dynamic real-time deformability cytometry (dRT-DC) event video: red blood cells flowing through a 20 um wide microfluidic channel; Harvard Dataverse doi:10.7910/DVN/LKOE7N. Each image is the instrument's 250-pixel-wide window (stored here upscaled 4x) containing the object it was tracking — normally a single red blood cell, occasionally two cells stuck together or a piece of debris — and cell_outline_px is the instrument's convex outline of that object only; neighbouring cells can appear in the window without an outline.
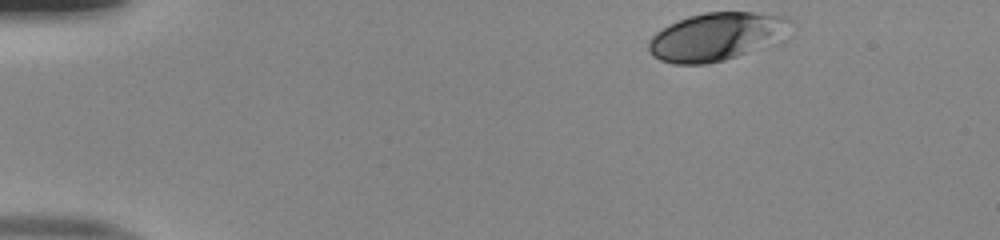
{"species": "human", "species_latin": "Homo sapiens", "temperature_condition": "room temperature", "stored_images_in_passage": 39, "camera_frame_rate_fps": 3000, "um_per_image_px": 0.085, "donor": {"sex": "male"}, "frame": {"image": 1, "passage_image": 1, "time_ms": 0.0, "image_size_px": [1000, 240], "cell_outline_px": [[796, 20], [748, 52], [724, 60], [708, 64], [672, 64], [660, 60], [652, 56], [648, 52], [648, 40], [656, 32], [688, 16], [704, 12], [752, 12], [784, 16]], "centroid_in_image_um": [60.69, 3.11], "position_along_channel_um": 24.3, "area_um2": 38.09}}
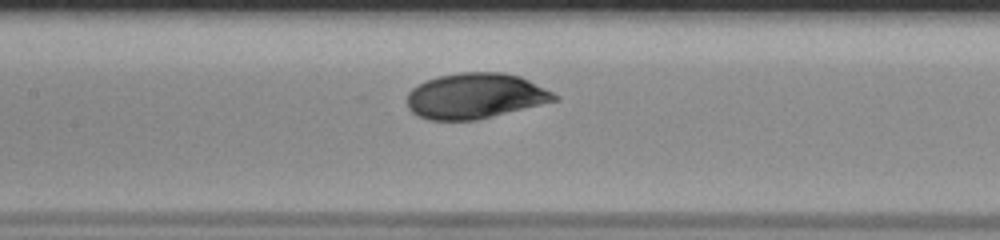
{"frame": {"image": 2, "passage_image": 19, "time_ms": 6.0, "image_size_px": [1000, 240], "cell_outline_px": [[560, 100], [476, 120], [428, 120], [416, 116], [408, 108], [408, 92], [416, 84], [440, 76], [460, 72], [504, 72], [520, 76], [560, 96]], "centroid_in_image_um": [40.4, 8.16], "position_along_channel_um": 167.0, "area_um2": 39.13}}
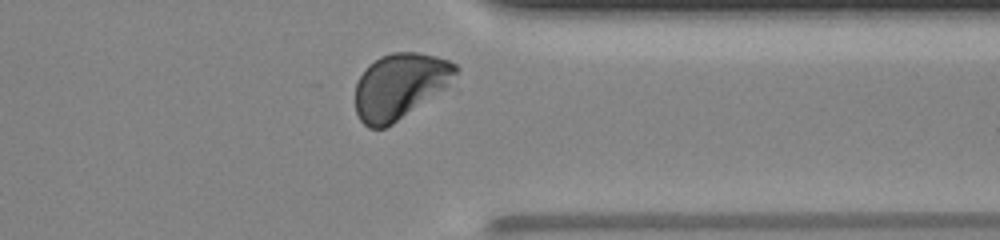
{"frame": {"image": 3, "passage_image": 35, "time_ms": 11.333, "image_size_px": [1000, 240], "cell_outline_px": [[460, 68], [444, 88], [392, 124], [384, 128], [368, 128], [360, 120], [356, 112], [356, 80], [364, 68], [368, 64], [380, 56], [392, 52], [416, 52], [436, 56], [448, 60], [456, 64]], "centroid_in_image_um": [33.94, 7.29], "position_along_channel_um": 377.5, "area_um2": 38.03}, "authors_computed_cell_mechanics": {"area_um2": 38.5526, "velocity_mm_per_s": 3.9784, "shape_relaxation_time_tau1_ms": 2.2185, "shape_relaxation_time_tau2_ms": null, "deformation_change_tau1": 0.1233, "deformation_change_tau2": null}}